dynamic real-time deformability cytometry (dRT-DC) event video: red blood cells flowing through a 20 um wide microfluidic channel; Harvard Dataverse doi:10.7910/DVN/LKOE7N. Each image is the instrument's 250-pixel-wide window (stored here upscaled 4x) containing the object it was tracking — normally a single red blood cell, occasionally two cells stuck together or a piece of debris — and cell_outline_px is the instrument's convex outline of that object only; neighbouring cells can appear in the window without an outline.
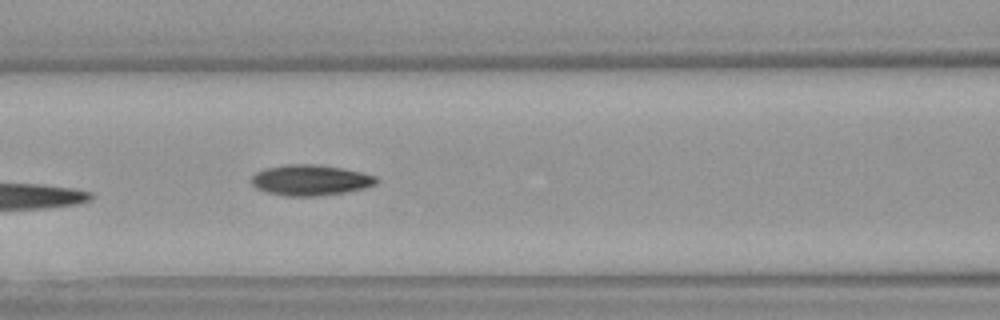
{"species": "Egyptian fruit bat (a non-hibernating species)", "species_latin": "Rousettus aegyptiacus", "temperature_condition": "warm", "stored_images_in_passage": 4, "camera_frame_rate_fps": 3000, "um_per_image_px": 0.085, "animal": {"sex": "female"}, "frame": {"image": 1, "passage_image": 4, "time_ms": 1.0, "image_size_px": [1000, 320], "cell_outline_px": [[380, 180], [376, 184], [364, 188], [344, 192], [316, 196], [288, 196], [264, 192], [256, 188], [252, 184], [252, 176], [256, 172], [264, 168], [288, 164], [316, 164], [344, 168], [376, 176]], "centroid_in_image_um": [26.38, 15.3], "position_along_channel_um": 140.2, "area_um2": 22.43}}